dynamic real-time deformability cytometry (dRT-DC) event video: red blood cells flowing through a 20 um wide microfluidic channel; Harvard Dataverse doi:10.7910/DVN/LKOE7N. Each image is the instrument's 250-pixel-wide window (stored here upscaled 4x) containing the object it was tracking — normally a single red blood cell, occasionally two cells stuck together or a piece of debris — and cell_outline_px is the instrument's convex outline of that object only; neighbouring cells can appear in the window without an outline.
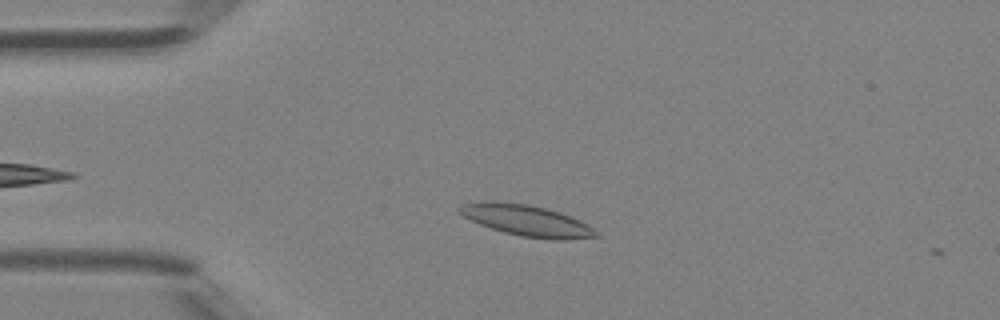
{"species": "Egyptian fruit bat (a non-hibernating species)", "species_latin": "Rousettus aegyptiacus", "temperature_condition": "room temperature", "stored_images_in_passage": 3, "camera_frame_rate_fps": 3000, "um_per_image_px": 0.085, "animal": {"sex": "female"}, "frame": {"image": 1, "passage_image": 2, "time_ms": 0.333, "image_size_px": [1000, 320], "cell_outline_px": [[600, 236], [564, 240], [552, 240], [520, 236], [504, 232], [480, 224], [464, 216], [456, 208], [464, 204], [480, 200], [492, 200], [528, 204], [560, 212], [588, 224]], "centroid_in_image_um": [44.75, 18.73], "position_along_channel_um": 40.3, "area_um2": 24.74}}